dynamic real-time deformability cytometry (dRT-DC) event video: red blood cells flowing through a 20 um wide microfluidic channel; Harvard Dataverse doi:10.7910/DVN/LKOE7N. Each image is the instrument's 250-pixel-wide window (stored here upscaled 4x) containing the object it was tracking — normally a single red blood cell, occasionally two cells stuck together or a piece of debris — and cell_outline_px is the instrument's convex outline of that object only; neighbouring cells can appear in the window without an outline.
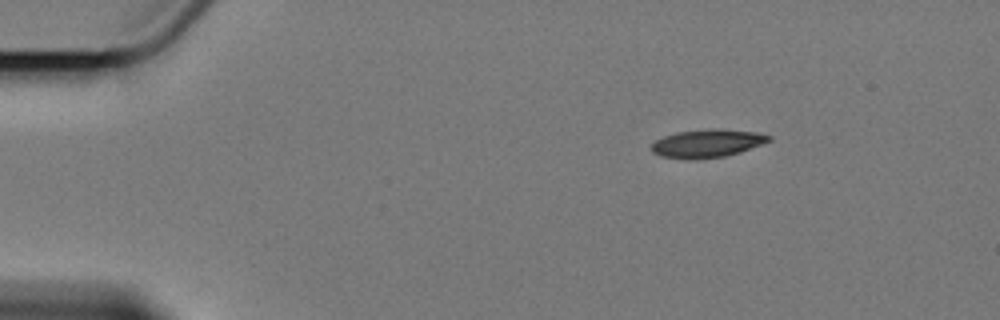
{"species": "Egyptian fruit bat (a non-hibernating species)", "species_latin": "Rousettus aegyptiacus", "temperature_condition": "cold", "stored_images_in_passage": 3, "camera_frame_rate_fps": 3000, "um_per_image_px": 0.085, "animal": {"sex": "female"}, "frame": {"image": 1, "passage_image": 1, "time_ms": 0.0, "image_size_px": [1000, 320], "cell_outline_px": [[772, 140], [740, 152], [724, 156], [696, 160], [692, 160], [660, 156], [652, 152], [652, 144], [656, 140], [664, 136], [676, 132], [712, 128], [716, 128], [760, 132], [772, 136]], "centroid_in_image_um": [60.14, 12.18], "position_along_channel_um": 24.9, "area_um2": 19.42}}